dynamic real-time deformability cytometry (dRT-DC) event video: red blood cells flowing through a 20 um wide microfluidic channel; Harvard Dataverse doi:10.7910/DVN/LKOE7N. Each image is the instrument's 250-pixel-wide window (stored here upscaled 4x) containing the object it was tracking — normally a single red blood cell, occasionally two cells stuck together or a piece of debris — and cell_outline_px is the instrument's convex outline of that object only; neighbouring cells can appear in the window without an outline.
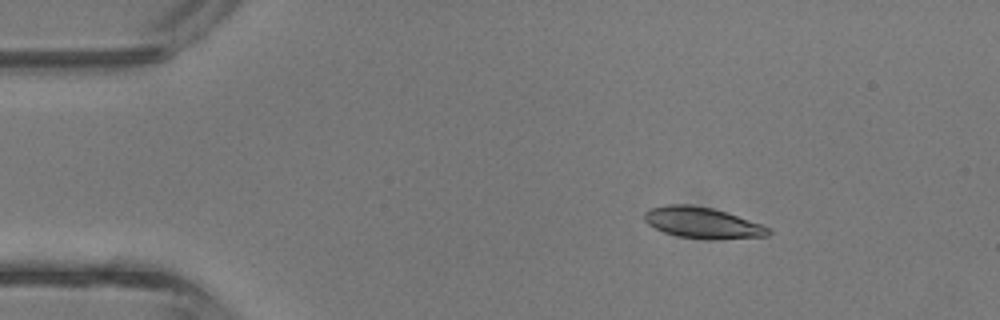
{"species": "common noctule bat (a hibernating species)", "species_latin": "Nyctalus noctula", "temperature_condition": "room temperature", "stored_images_in_passage": 42, "camera_frame_rate_fps": 3000, "um_per_image_px": 0.085, "animal": {"sex": "male", "body_mass_g": 13.3}, "frame": {"image": 1, "passage_image": 6, "time_ms": 1.667, "image_size_px": [1000, 320], "cell_outline_px": [[772, 232], [768, 236], [680, 236], [664, 232], [648, 224], [644, 220], [644, 212], [648, 208], [668, 204], [688, 204], [712, 208], [760, 224], [768, 228]], "centroid_in_image_um": [59.57, 18.86], "position_along_channel_um": 25.4, "area_um2": 20.98}}
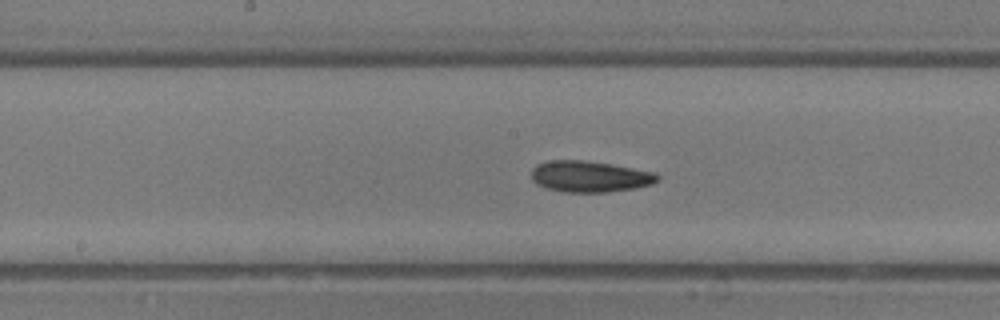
{"frame": {"image": 2, "passage_image": 21, "time_ms": 6.667, "image_size_px": [1000, 320], "cell_outline_px": [[660, 180], [652, 184], [636, 188], [608, 192], [564, 192], [548, 188], [536, 184], [532, 180], [532, 168], [536, 164], [548, 160], [580, 160], [608, 164], [656, 172], [660, 176]], "centroid_in_image_um": [50.14, 15.01], "position_along_channel_um": 198.1, "area_um2": 22.95}}
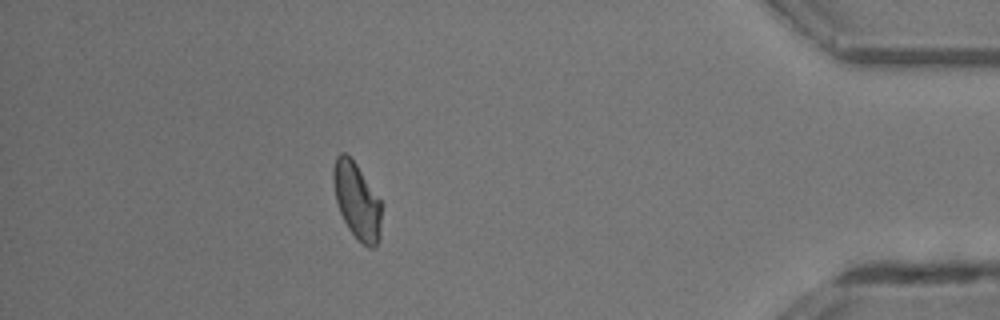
{"frame": {"image": 3, "passage_image": 37, "time_ms": 12.0, "image_size_px": [1000, 320], "cell_outline_px": [[380, 240], [372, 248], [368, 248], [356, 240], [348, 228], [340, 212], [336, 200], [332, 180], [332, 168], [336, 156], [340, 152], [344, 152], [356, 164], [380, 200]], "centroid_in_image_um": [30.3, 17.09], "position_along_channel_um": 404.9, "area_um2": 21.33}, "authors_computed_cell_mechanics": {"area_um2": 21.9351, "velocity_mm_per_s": 4.8318, "shape_relaxation_time_tau1_ms": 3.0709, "shape_relaxation_time_tau2_ms": 5.6473, "deformation_change_tau1": 0.1038, "deformation_change_tau2": 0.1362}}